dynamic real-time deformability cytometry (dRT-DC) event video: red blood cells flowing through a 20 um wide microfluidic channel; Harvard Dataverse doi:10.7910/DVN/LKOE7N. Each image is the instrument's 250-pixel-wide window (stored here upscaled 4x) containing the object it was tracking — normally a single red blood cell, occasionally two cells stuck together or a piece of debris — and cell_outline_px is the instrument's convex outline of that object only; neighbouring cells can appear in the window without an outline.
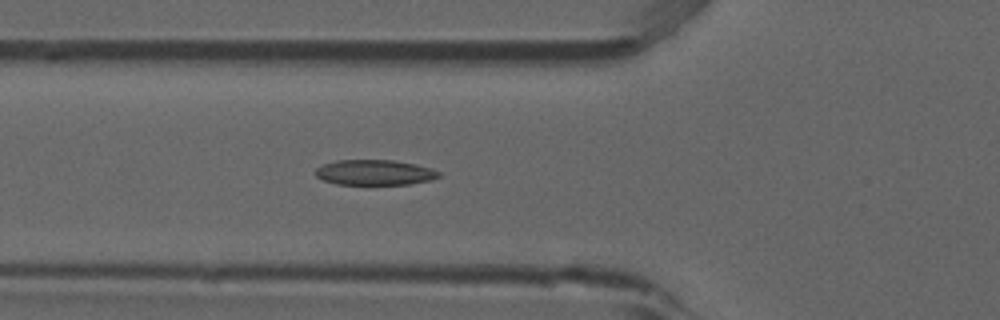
{"species": "common noctule bat (a hibernating species)", "species_latin": "Nyctalus noctula", "temperature_condition": "room temperature", "stored_images_in_passage": 52, "camera_frame_rate_fps": 3000, "um_per_image_px": 0.085, "animal": {"sex": "male", "forearm_length_mm": 52.5}, "frame": {"image": 1, "passage_image": 19, "time_ms": 6.0, "image_size_px": [1000, 320], "cell_outline_px": [[440, 176], [432, 180], [408, 184], [336, 184], [324, 180], [316, 176], [316, 168], [324, 164], [336, 160], [392, 160], [432, 168], [440, 172]], "centroid_in_image_um": [31.85, 14.66], "position_along_channel_um": 93.9, "area_um2": 18.03}}
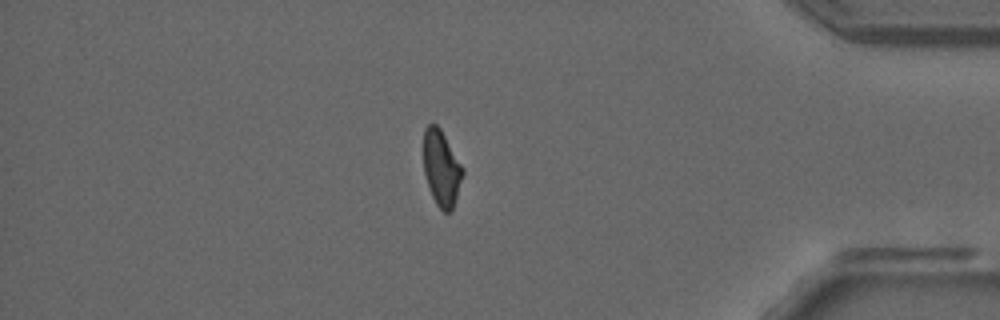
{"frame": {"image": 2, "passage_image": 45, "time_ms": 14.667, "image_size_px": [1000, 320], "cell_outline_px": [[464, 172], [452, 208], [448, 212], [444, 212], [436, 204], [432, 196], [424, 172], [424, 128], [428, 124], [436, 124], [440, 128], [464, 168]], "centroid_in_image_um": [37.52, 14.26], "position_along_channel_um": 397.7, "area_um2": 16.99}}
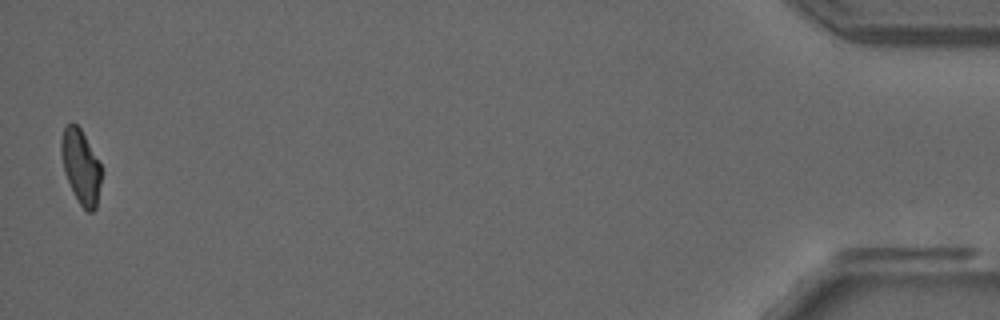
{"frame": {"image": 3, "passage_image": 52, "time_ms": 17.0, "image_size_px": [1000, 320], "cell_outline_px": [[100, 184], [96, 208], [92, 212], [88, 212], [80, 204], [64, 172], [60, 152], [60, 140], [64, 128], [72, 120], [80, 128], [100, 164]], "centroid_in_image_um": [6.84, 14.13], "position_along_channel_um": 428.4, "area_um2": 16.99}, "authors_computed_cell_mechanics": {"area_um2": 18.4382, "velocity_mm_per_s": 3.9074, "shape_relaxation_time_tau1_ms": null, "shape_relaxation_time_tau2_ms": 2.5585, "deformation_change_tau1": null, "deformation_change_tau2": 0.0815}}